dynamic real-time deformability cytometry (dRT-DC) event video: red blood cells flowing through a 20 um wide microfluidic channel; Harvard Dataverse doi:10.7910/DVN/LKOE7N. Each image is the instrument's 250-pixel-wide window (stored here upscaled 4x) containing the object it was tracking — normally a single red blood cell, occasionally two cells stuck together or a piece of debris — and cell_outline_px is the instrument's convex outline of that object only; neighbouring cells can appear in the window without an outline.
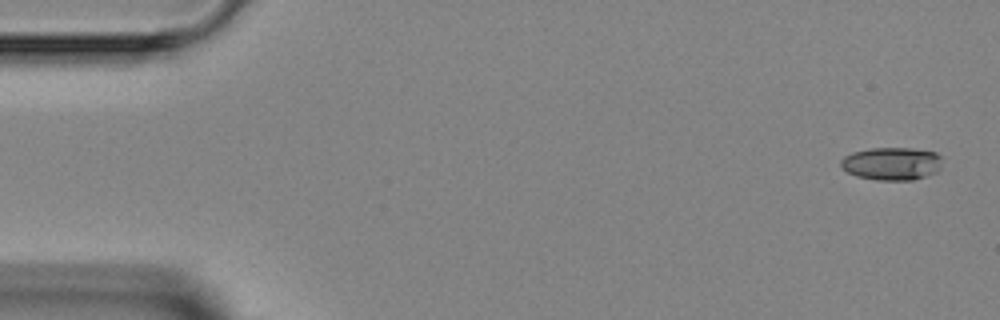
{"species": "Egyptian fruit bat (a non-hibernating species)", "species_latin": "Rousettus aegyptiacus", "temperature_condition": "room temperature", "stored_images_in_passage": 6, "camera_frame_rate_fps": 3000, "um_per_image_px": 0.085, "animal": {"sex": "female"}, "frame": {"image": 1, "passage_image": 1, "time_ms": 0.0, "image_size_px": [1000, 320], "cell_outline_px": [[940, 168], [936, 172], [912, 180], [876, 180], [856, 176], [848, 172], [840, 164], [840, 160], [844, 156], [852, 152], [872, 148], [912, 148], [936, 152], [940, 156]], "centroid_in_image_um": [75.78, 13.9], "position_along_channel_um": 9.2, "area_um2": 19.36}}
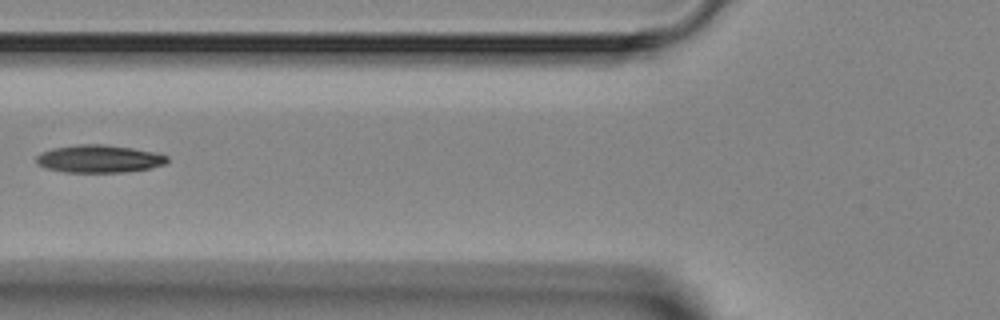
{"frame": {"image": 2, "passage_image": 6, "time_ms": 5.667, "image_size_px": [1000, 320], "cell_outline_px": [[168, 160], [164, 164], [148, 168], [124, 172], [64, 172], [44, 168], [36, 164], [36, 156], [40, 152], [52, 148], [76, 144], [104, 144], [132, 148], [156, 152], [168, 156]], "centroid_in_image_um": [8.36, 13.49], "position_along_channel_um": 117.4, "area_um2": 21.27}}